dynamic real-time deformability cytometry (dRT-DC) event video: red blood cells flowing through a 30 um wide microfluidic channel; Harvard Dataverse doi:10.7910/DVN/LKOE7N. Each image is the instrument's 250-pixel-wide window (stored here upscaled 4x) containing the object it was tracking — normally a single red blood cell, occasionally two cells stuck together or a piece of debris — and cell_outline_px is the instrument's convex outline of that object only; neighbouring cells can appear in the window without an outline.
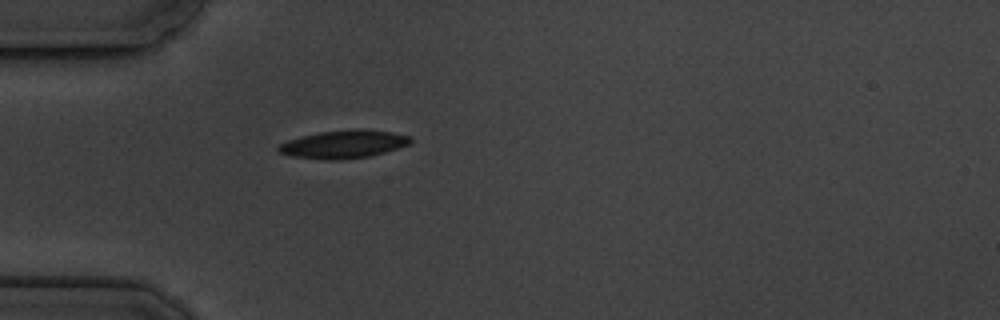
{"species": "common noctule bat (a hibernating species)", "species_latin": "Nyctalus noctula", "temperature_condition": "cold", "stored_images_in_passage": 1, "camera_frame_rate_fps": 3000, "um_per_image_px": 0.085, "animal": {"sex": "male", "body_mass_g": 19.5, "forearm_length_mm": 54.6}, "frame": {"image": 1, "passage_image": 1, "time_ms": 0.0, "image_size_px": [1000, 320], "cell_outline_px": [[412, 140], [408, 144], [384, 152], [368, 156], [340, 160], [324, 160], [292, 156], [280, 152], [276, 148], [280, 144], [288, 140], [300, 136], [320, 132], [356, 128], [360, 128], [392, 132], [412, 136]], "centroid_in_image_um": [29.2, 12.25], "position_along_channel_um": 55.8, "area_um2": 21.56}}